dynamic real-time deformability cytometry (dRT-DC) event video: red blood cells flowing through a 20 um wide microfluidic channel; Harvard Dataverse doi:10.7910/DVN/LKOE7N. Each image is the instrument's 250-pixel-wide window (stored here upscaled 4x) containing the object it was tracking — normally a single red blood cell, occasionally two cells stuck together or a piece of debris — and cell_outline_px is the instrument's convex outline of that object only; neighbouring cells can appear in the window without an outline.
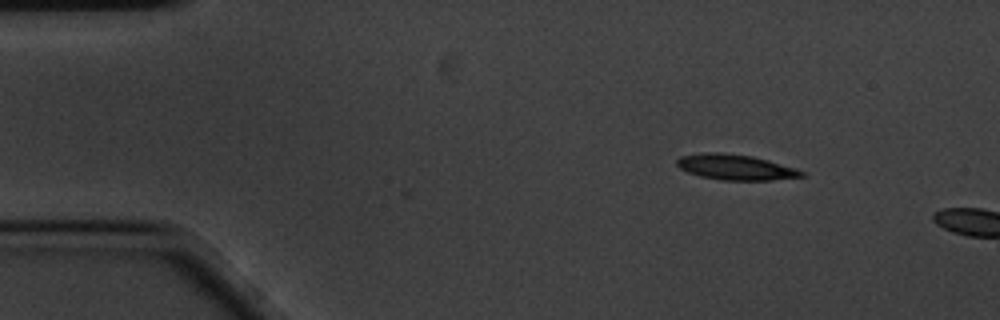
{"species": "common noctule bat (a hibernating species)", "species_latin": "Nyctalus noctula", "temperature_condition": "cold", "stored_images_in_passage": 2, "camera_frame_rate_fps": 3000, "um_per_image_px": 0.085, "animal": {"sex": "male", "body_mass_g": 20.1, "forearm_length_mm": 53.5}, "frame": {"image": 1, "passage_image": 2, "time_ms": 0.333, "image_size_px": [1000, 320], "cell_outline_px": [[804, 176], [772, 180], [724, 180], [700, 176], [688, 172], [680, 168], [676, 164], [676, 160], [680, 156], [704, 152], [720, 152], [752, 156], [768, 160], [796, 168], [804, 172]], "centroid_in_image_um": [62.5, 14.2], "position_along_channel_um": 22.5, "area_um2": 18.44}}